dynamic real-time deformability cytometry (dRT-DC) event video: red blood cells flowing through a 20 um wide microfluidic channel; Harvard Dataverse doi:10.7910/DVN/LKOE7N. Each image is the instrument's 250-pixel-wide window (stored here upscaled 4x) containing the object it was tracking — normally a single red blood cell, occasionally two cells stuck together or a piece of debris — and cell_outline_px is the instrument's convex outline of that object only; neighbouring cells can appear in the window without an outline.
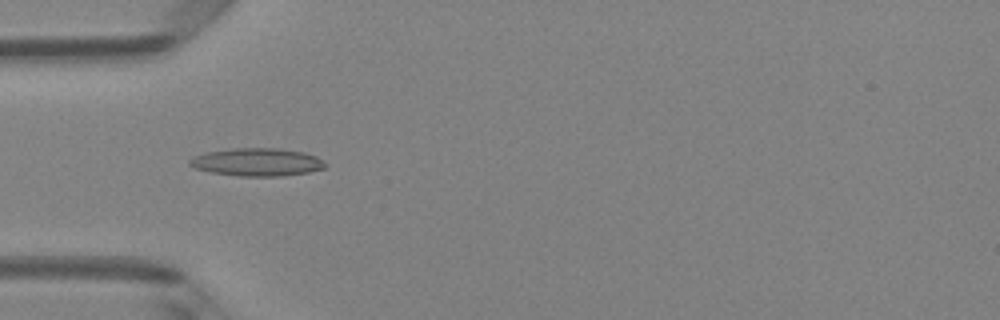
{"species": "Egyptian fruit bat (a non-hibernating species)", "species_latin": "Rousettus aegyptiacus", "temperature_condition": "room temperature", "stored_images_in_passage": 6, "camera_frame_rate_fps": 3000, "um_per_image_px": 0.085, "animal": {"sex": "female"}, "frame": {"image": 1, "passage_image": 4, "time_ms": 1.0, "image_size_px": [1000, 320], "cell_outline_px": [[328, 164], [324, 168], [308, 172], [280, 176], [240, 176], [212, 172], [196, 168], [188, 164], [188, 160], [204, 152], [232, 148], [276, 148], [304, 152], [316, 156]], "centroid_in_image_um": [21.86, 13.77], "position_along_channel_um": 63.1, "area_um2": 21.96}}
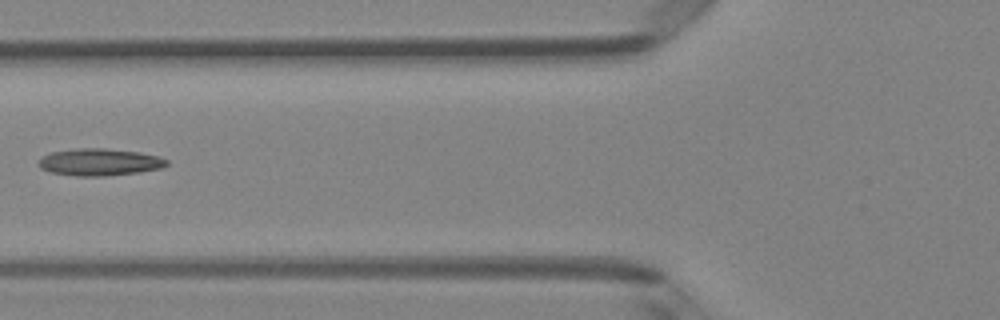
{"frame": {"image": 2, "passage_image": 5, "time_ms": 1.333, "image_size_px": [1000, 320], "cell_outline_px": [[168, 164], [164, 168], [140, 172], [104, 176], [76, 176], [48, 172], [40, 168], [36, 164], [44, 156], [52, 152], [80, 148], [104, 148], [140, 152], [156, 156], [168, 160]], "centroid_in_image_um": [8.47, 13.79], "position_along_channel_um": 117.3, "area_um2": 20.29}}
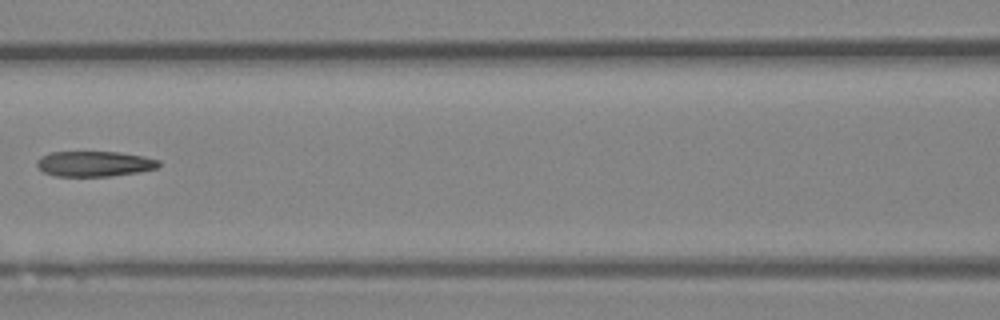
{"frame": {"image": 3, "passage_image": 6, "time_ms": 1.667, "image_size_px": [1000, 320], "cell_outline_px": [[160, 164], [156, 168], [140, 172], [112, 176], [56, 176], [44, 172], [36, 168], [36, 160], [40, 156], [48, 152], [120, 152], [144, 156], [160, 160]], "centroid_in_image_um": [8.0, 13.92], "position_along_channel_um": 158.6, "area_um2": 18.26}}